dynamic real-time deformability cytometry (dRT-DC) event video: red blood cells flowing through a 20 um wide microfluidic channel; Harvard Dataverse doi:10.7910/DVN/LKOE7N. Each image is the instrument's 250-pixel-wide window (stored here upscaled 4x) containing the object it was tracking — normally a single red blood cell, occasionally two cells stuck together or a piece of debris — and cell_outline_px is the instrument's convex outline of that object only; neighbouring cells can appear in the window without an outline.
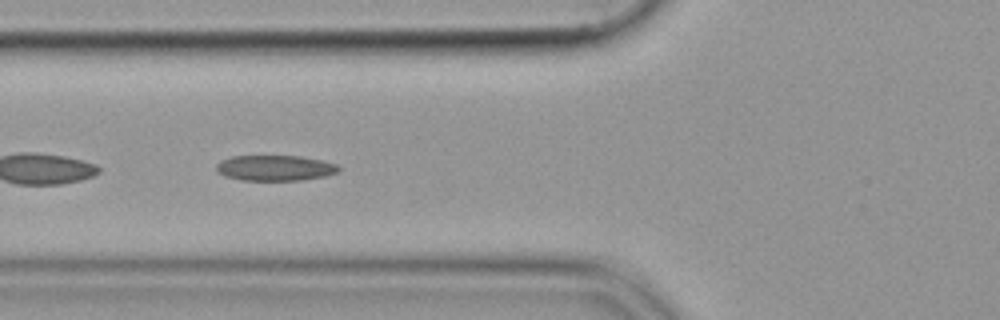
{"species": "common noctule bat (a hibernating species)", "species_latin": "Nyctalus noctula", "temperature_condition": "cold", "stored_images_in_passage": 54, "segment_of_instrument_passage": [2, 2], "camera_frame_rate_fps": 3000, "um_per_image_px": 0.085, "animal": {"sex": "female", "body_mass_g": 19.9}, "frame": {"image": 1, "passage_image": 21, "time_ms": 6.667, "image_size_px": [1000, 320], "cell_outline_px": [[340, 168], [336, 172], [324, 176], [300, 180], [240, 180], [228, 176], [220, 172], [216, 168], [216, 164], [220, 160], [232, 156], [300, 156], [320, 160], [336, 164]], "centroid_in_image_um": [23.36, 14.27], "position_along_channel_um": 102.4, "area_um2": 17.92}}
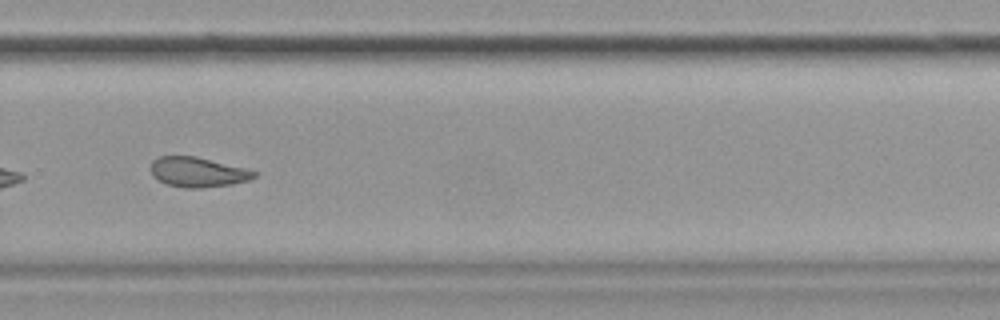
{"frame": {"image": 2, "passage_image": 38, "time_ms": 12.333, "image_size_px": [1000, 320], "cell_outline_px": [[256, 176], [248, 180], [232, 184], [200, 188], [184, 188], [168, 184], [152, 176], [152, 160], [160, 156], [196, 156], [244, 168], [256, 172]], "centroid_in_image_um": [16.8, 14.63], "position_along_channel_um": 313.0, "area_um2": 17.74}}
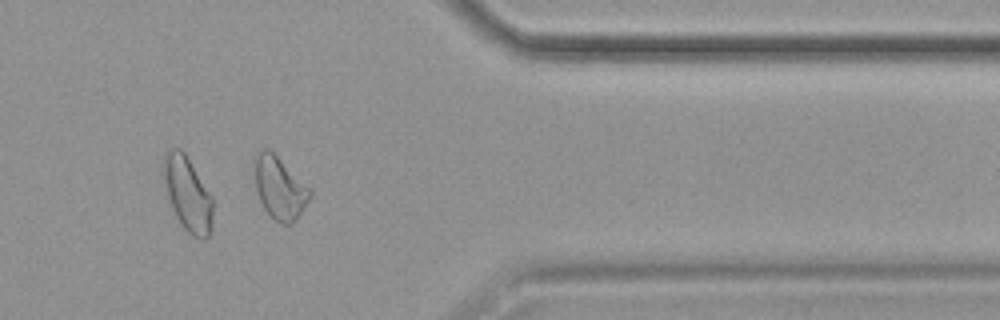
{"frame": {"image": 3, "passage_image": 45, "time_ms": 14.667, "image_size_px": [1000, 320], "cell_outline_px": [[312, 196], [292, 224], [284, 224], [276, 220], [264, 208], [260, 200], [256, 188], [256, 152], [264, 148], [268, 148], [312, 188]], "centroid_in_image_um": [23.82, 15.96], "position_along_channel_um": 387.6, "area_um2": 19.83}}